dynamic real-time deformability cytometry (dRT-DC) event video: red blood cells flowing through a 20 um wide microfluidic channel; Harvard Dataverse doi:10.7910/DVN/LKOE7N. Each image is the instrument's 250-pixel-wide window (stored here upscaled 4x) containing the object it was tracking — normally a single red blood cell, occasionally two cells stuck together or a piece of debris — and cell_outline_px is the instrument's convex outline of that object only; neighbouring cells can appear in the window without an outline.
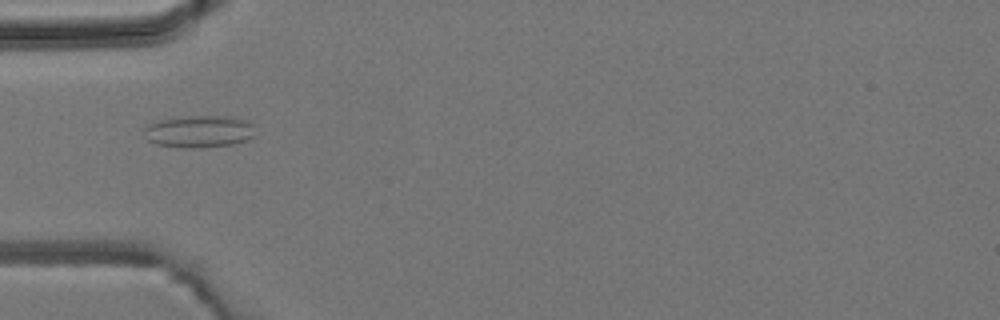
{"species": "common noctule bat (a hibernating species)", "species_latin": "Nyctalus noctula", "temperature_condition": "room temperature", "stored_images_in_passage": 2, "camera_frame_rate_fps": 3000, "um_per_image_px": 0.085, "animal": {"sex": "male", "body_mass_g": 19.2, "forearm_length_mm": 51.8}, "frame": {"image": 1, "passage_image": 2, "time_ms": 1.0, "image_size_px": [1000, 320], "cell_outline_px": [[256, 136], [248, 140], [232, 144], [200, 148], [184, 148], [156, 144], [148, 140], [144, 128], [148, 124], [156, 120], [184, 116], [228, 116], [244, 120], [252, 124]], "centroid_in_image_um": [16.93, 11.18], "position_along_channel_um": 68.1, "area_um2": 20.98}}